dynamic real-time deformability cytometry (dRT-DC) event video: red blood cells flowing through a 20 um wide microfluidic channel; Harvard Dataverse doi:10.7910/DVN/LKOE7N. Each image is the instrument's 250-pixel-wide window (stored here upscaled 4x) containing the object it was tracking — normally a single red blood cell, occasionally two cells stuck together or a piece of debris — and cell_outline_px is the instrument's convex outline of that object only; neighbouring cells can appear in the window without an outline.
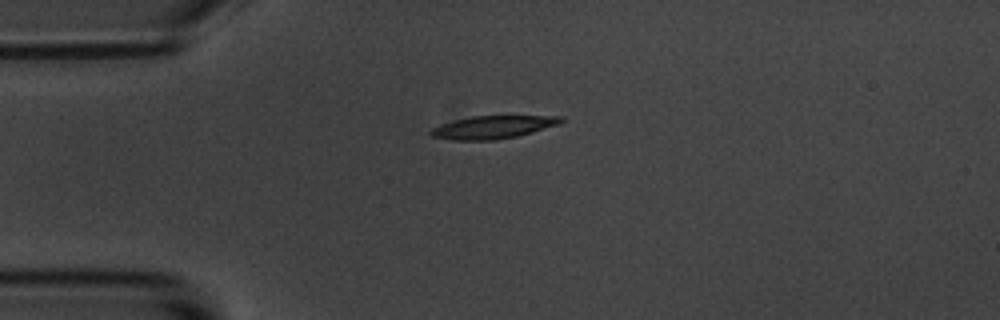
{"species": "common noctule bat (a hibernating species)", "species_latin": "Nyctalus noctula", "temperature_condition": "room temperature", "stored_images_in_passage": 4, "camera_frame_rate_fps": 3000, "um_per_image_px": 0.085, "animal": {"sex": "male", "body_mass_g": 20.1, "forearm_length_mm": 53.5}, "frame": {"image": 1, "passage_image": 1, "time_ms": 0.0, "image_size_px": [1000, 320], "cell_outline_px": [[564, 120], [560, 124], [532, 132], [516, 136], [496, 140], [452, 140], [432, 136], [428, 132], [432, 128], [440, 124], [472, 116], [564, 116]], "centroid_in_image_um": [41.9, 10.81], "position_along_channel_um": 43.1, "area_um2": 17.28}}
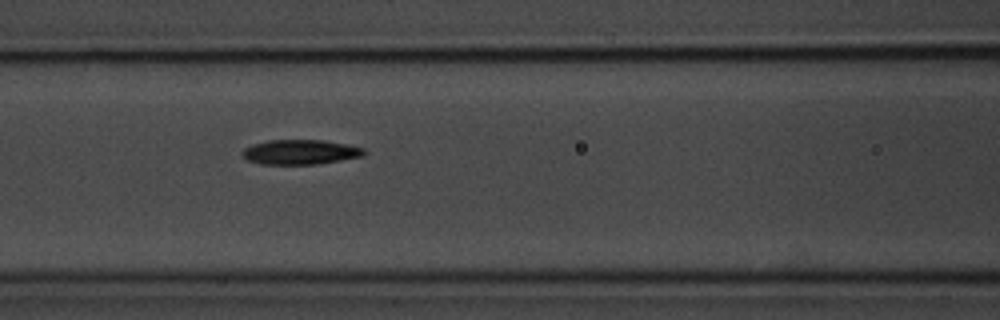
{"frame": {"image": 2, "passage_image": 4, "time_ms": 3.333, "image_size_px": [1000, 320], "cell_outline_px": [[368, 152], [364, 156], [316, 164], [260, 164], [248, 160], [240, 152], [244, 148], [252, 144], [268, 140], [324, 140], [348, 144], [364, 148]], "centroid_in_image_um": [25.55, 12.92], "position_along_channel_um": 141.1, "area_um2": 17.69}}